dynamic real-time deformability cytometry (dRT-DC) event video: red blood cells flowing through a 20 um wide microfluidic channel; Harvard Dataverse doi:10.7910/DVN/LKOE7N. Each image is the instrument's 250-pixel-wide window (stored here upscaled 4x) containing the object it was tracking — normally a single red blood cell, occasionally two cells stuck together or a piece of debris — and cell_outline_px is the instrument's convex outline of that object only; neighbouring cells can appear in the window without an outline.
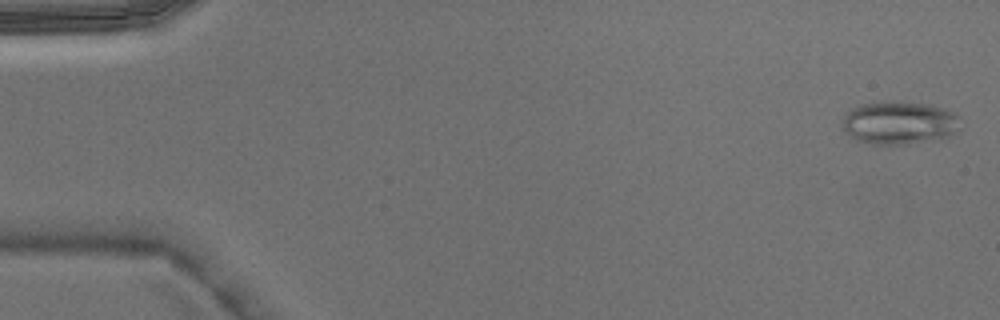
{"species": "Egyptian fruit bat (a non-hibernating species)", "species_latin": "Rousettus aegyptiacus", "temperature_condition": "warm", "stored_images_in_passage": 4, "camera_frame_rate_fps": 3000, "um_per_image_px": 0.085, "animal": {"sex": "male"}, "frame": {"image": 1, "passage_image": 1, "time_ms": 0.0, "image_size_px": [1000, 320], "cell_outline_px": [[960, 116], [956, 132], [948, 136], [908, 144], [872, 144], [856, 140], [844, 132], [844, 116], [848, 108], [860, 104], [880, 100], [900, 100], [928, 104], [944, 108]], "centroid_in_image_um": [76.39, 10.4], "position_along_channel_um": 8.6, "area_um2": 30.0}}
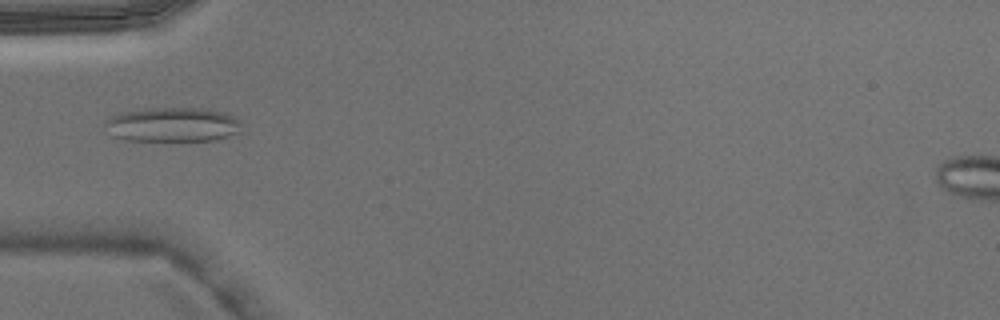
{"frame": {"image": 2, "passage_image": 4, "time_ms": 1.0, "image_size_px": [1000, 320], "cell_outline_px": [[240, 132], [216, 140], [124, 140], [116, 136], [104, 124], [104, 120], [120, 112], [152, 108], [208, 108], [224, 112], [236, 116], [240, 120]], "centroid_in_image_um": [14.73, 10.57], "position_along_channel_um": 70.3, "area_um2": 27.34}}